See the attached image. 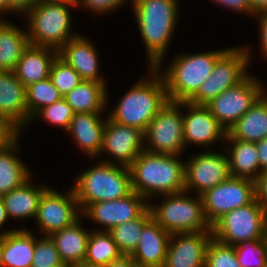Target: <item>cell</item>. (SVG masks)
<instances>
[{"mask_svg": "<svg viewBox=\"0 0 267 267\" xmlns=\"http://www.w3.org/2000/svg\"><path fill=\"white\" fill-rule=\"evenodd\" d=\"M49 78L62 96H65L82 81L78 72L58 56L51 65Z\"/></svg>", "mask_w": 267, "mask_h": 267, "instance_id": "obj_36", "label": "cell"}, {"mask_svg": "<svg viewBox=\"0 0 267 267\" xmlns=\"http://www.w3.org/2000/svg\"><path fill=\"white\" fill-rule=\"evenodd\" d=\"M171 234L153 218L144 226L139 244L130 255L137 266L163 267Z\"/></svg>", "mask_w": 267, "mask_h": 267, "instance_id": "obj_20", "label": "cell"}, {"mask_svg": "<svg viewBox=\"0 0 267 267\" xmlns=\"http://www.w3.org/2000/svg\"><path fill=\"white\" fill-rule=\"evenodd\" d=\"M205 267H241L234 246L221 243L214 238L209 241Z\"/></svg>", "mask_w": 267, "mask_h": 267, "instance_id": "obj_37", "label": "cell"}, {"mask_svg": "<svg viewBox=\"0 0 267 267\" xmlns=\"http://www.w3.org/2000/svg\"><path fill=\"white\" fill-rule=\"evenodd\" d=\"M58 51L48 48L29 45L23 52L14 70L18 80L25 86L49 78L53 61Z\"/></svg>", "mask_w": 267, "mask_h": 267, "instance_id": "obj_23", "label": "cell"}, {"mask_svg": "<svg viewBox=\"0 0 267 267\" xmlns=\"http://www.w3.org/2000/svg\"><path fill=\"white\" fill-rule=\"evenodd\" d=\"M80 222L79 218L72 225L50 235L66 267L83 263L85 260L90 232L86 231Z\"/></svg>", "mask_w": 267, "mask_h": 267, "instance_id": "obj_24", "label": "cell"}, {"mask_svg": "<svg viewBox=\"0 0 267 267\" xmlns=\"http://www.w3.org/2000/svg\"><path fill=\"white\" fill-rule=\"evenodd\" d=\"M21 130L9 119L0 116V150L8 148L19 139Z\"/></svg>", "mask_w": 267, "mask_h": 267, "instance_id": "obj_40", "label": "cell"}, {"mask_svg": "<svg viewBox=\"0 0 267 267\" xmlns=\"http://www.w3.org/2000/svg\"><path fill=\"white\" fill-rule=\"evenodd\" d=\"M162 196L164 202L149 204V210L151 217L169 234L212 231L201 196L192 198L185 191Z\"/></svg>", "mask_w": 267, "mask_h": 267, "instance_id": "obj_7", "label": "cell"}, {"mask_svg": "<svg viewBox=\"0 0 267 267\" xmlns=\"http://www.w3.org/2000/svg\"><path fill=\"white\" fill-rule=\"evenodd\" d=\"M8 13V0H0V14Z\"/></svg>", "mask_w": 267, "mask_h": 267, "instance_id": "obj_51", "label": "cell"}, {"mask_svg": "<svg viewBox=\"0 0 267 267\" xmlns=\"http://www.w3.org/2000/svg\"><path fill=\"white\" fill-rule=\"evenodd\" d=\"M212 231L171 234L163 267H205Z\"/></svg>", "mask_w": 267, "mask_h": 267, "instance_id": "obj_18", "label": "cell"}, {"mask_svg": "<svg viewBox=\"0 0 267 267\" xmlns=\"http://www.w3.org/2000/svg\"><path fill=\"white\" fill-rule=\"evenodd\" d=\"M148 68L150 78L135 83L108 116L114 122L136 127L143 132L168 101L162 75L156 68Z\"/></svg>", "mask_w": 267, "mask_h": 267, "instance_id": "obj_3", "label": "cell"}, {"mask_svg": "<svg viewBox=\"0 0 267 267\" xmlns=\"http://www.w3.org/2000/svg\"><path fill=\"white\" fill-rule=\"evenodd\" d=\"M136 264L130 255H122L119 259L107 264L105 267H135Z\"/></svg>", "mask_w": 267, "mask_h": 267, "instance_id": "obj_47", "label": "cell"}, {"mask_svg": "<svg viewBox=\"0 0 267 267\" xmlns=\"http://www.w3.org/2000/svg\"><path fill=\"white\" fill-rule=\"evenodd\" d=\"M143 150L144 132L142 130L114 122L107 116L100 154L106 152L116 160L112 161L109 157L102 162L112 164L117 162L118 165L129 167Z\"/></svg>", "mask_w": 267, "mask_h": 267, "instance_id": "obj_15", "label": "cell"}, {"mask_svg": "<svg viewBox=\"0 0 267 267\" xmlns=\"http://www.w3.org/2000/svg\"><path fill=\"white\" fill-rule=\"evenodd\" d=\"M259 21V37H260V47L263 57L267 58V13H261L255 15Z\"/></svg>", "mask_w": 267, "mask_h": 267, "instance_id": "obj_44", "label": "cell"}, {"mask_svg": "<svg viewBox=\"0 0 267 267\" xmlns=\"http://www.w3.org/2000/svg\"><path fill=\"white\" fill-rule=\"evenodd\" d=\"M181 108L183 109V102L168 100L159 110L144 132L145 151L154 154H182L185 142Z\"/></svg>", "mask_w": 267, "mask_h": 267, "instance_id": "obj_10", "label": "cell"}, {"mask_svg": "<svg viewBox=\"0 0 267 267\" xmlns=\"http://www.w3.org/2000/svg\"><path fill=\"white\" fill-rule=\"evenodd\" d=\"M38 0H8V12H18L24 15L33 7Z\"/></svg>", "mask_w": 267, "mask_h": 267, "instance_id": "obj_45", "label": "cell"}, {"mask_svg": "<svg viewBox=\"0 0 267 267\" xmlns=\"http://www.w3.org/2000/svg\"><path fill=\"white\" fill-rule=\"evenodd\" d=\"M106 82L82 80L63 98L75 113L103 112L108 100Z\"/></svg>", "mask_w": 267, "mask_h": 267, "instance_id": "obj_29", "label": "cell"}, {"mask_svg": "<svg viewBox=\"0 0 267 267\" xmlns=\"http://www.w3.org/2000/svg\"><path fill=\"white\" fill-rule=\"evenodd\" d=\"M97 56L95 45L79 34L58 50V57L78 72L82 80L105 82L98 72Z\"/></svg>", "mask_w": 267, "mask_h": 267, "instance_id": "obj_19", "label": "cell"}, {"mask_svg": "<svg viewBox=\"0 0 267 267\" xmlns=\"http://www.w3.org/2000/svg\"><path fill=\"white\" fill-rule=\"evenodd\" d=\"M81 212L99 201L118 200L132 192L129 167L100 161L83 171L72 186Z\"/></svg>", "mask_w": 267, "mask_h": 267, "instance_id": "obj_4", "label": "cell"}, {"mask_svg": "<svg viewBox=\"0 0 267 267\" xmlns=\"http://www.w3.org/2000/svg\"><path fill=\"white\" fill-rule=\"evenodd\" d=\"M25 31V32H24ZM28 32L0 19V70L14 71L23 52L29 47Z\"/></svg>", "mask_w": 267, "mask_h": 267, "instance_id": "obj_28", "label": "cell"}, {"mask_svg": "<svg viewBox=\"0 0 267 267\" xmlns=\"http://www.w3.org/2000/svg\"><path fill=\"white\" fill-rule=\"evenodd\" d=\"M212 237L236 246L267 238V216L255 198L250 204L231 210L212 225Z\"/></svg>", "mask_w": 267, "mask_h": 267, "instance_id": "obj_8", "label": "cell"}, {"mask_svg": "<svg viewBox=\"0 0 267 267\" xmlns=\"http://www.w3.org/2000/svg\"><path fill=\"white\" fill-rule=\"evenodd\" d=\"M140 194L132 191L118 200L99 201L88 205L82 212L92 222L101 224L102 231H109L114 226L139 218L148 208L149 202Z\"/></svg>", "mask_w": 267, "mask_h": 267, "instance_id": "obj_16", "label": "cell"}, {"mask_svg": "<svg viewBox=\"0 0 267 267\" xmlns=\"http://www.w3.org/2000/svg\"><path fill=\"white\" fill-rule=\"evenodd\" d=\"M248 3L255 15L267 13V0H248Z\"/></svg>", "mask_w": 267, "mask_h": 267, "instance_id": "obj_48", "label": "cell"}, {"mask_svg": "<svg viewBox=\"0 0 267 267\" xmlns=\"http://www.w3.org/2000/svg\"><path fill=\"white\" fill-rule=\"evenodd\" d=\"M201 197L206 219L212 226L224 214L248 205L256 198L255 181L230 176Z\"/></svg>", "mask_w": 267, "mask_h": 267, "instance_id": "obj_12", "label": "cell"}, {"mask_svg": "<svg viewBox=\"0 0 267 267\" xmlns=\"http://www.w3.org/2000/svg\"><path fill=\"white\" fill-rule=\"evenodd\" d=\"M103 112L75 113L71 119L69 132L83 152L87 156L100 157L102 148L103 132L106 120L100 118Z\"/></svg>", "mask_w": 267, "mask_h": 267, "instance_id": "obj_22", "label": "cell"}, {"mask_svg": "<svg viewBox=\"0 0 267 267\" xmlns=\"http://www.w3.org/2000/svg\"><path fill=\"white\" fill-rule=\"evenodd\" d=\"M35 237L26 229H17L3 235V267H31Z\"/></svg>", "mask_w": 267, "mask_h": 267, "instance_id": "obj_30", "label": "cell"}, {"mask_svg": "<svg viewBox=\"0 0 267 267\" xmlns=\"http://www.w3.org/2000/svg\"><path fill=\"white\" fill-rule=\"evenodd\" d=\"M231 146L224 148L228 155L229 170L233 177L256 181L261 174L256 142L225 139Z\"/></svg>", "mask_w": 267, "mask_h": 267, "instance_id": "obj_27", "label": "cell"}, {"mask_svg": "<svg viewBox=\"0 0 267 267\" xmlns=\"http://www.w3.org/2000/svg\"><path fill=\"white\" fill-rule=\"evenodd\" d=\"M261 173L267 171V138L256 142Z\"/></svg>", "mask_w": 267, "mask_h": 267, "instance_id": "obj_46", "label": "cell"}, {"mask_svg": "<svg viewBox=\"0 0 267 267\" xmlns=\"http://www.w3.org/2000/svg\"><path fill=\"white\" fill-rule=\"evenodd\" d=\"M241 267H267V238L234 246Z\"/></svg>", "mask_w": 267, "mask_h": 267, "instance_id": "obj_35", "label": "cell"}, {"mask_svg": "<svg viewBox=\"0 0 267 267\" xmlns=\"http://www.w3.org/2000/svg\"><path fill=\"white\" fill-rule=\"evenodd\" d=\"M48 186H33L29 179L21 186L1 196L9 219L36 218L38 205Z\"/></svg>", "mask_w": 267, "mask_h": 267, "instance_id": "obj_26", "label": "cell"}, {"mask_svg": "<svg viewBox=\"0 0 267 267\" xmlns=\"http://www.w3.org/2000/svg\"><path fill=\"white\" fill-rule=\"evenodd\" d=\"M2 252H3V236H0V267H3Z\"/></svg>", "mask_w": 267, "mask_h": 267, "instance_id": "obj_53", "label": "cell"}, {"mask_svg": "<svg viewBox=\"0 0 267 267\" xmlns=\"http://www.w3.org/2000/svg\"><path fill=\"white\" fill-rule=\"evenodd\" d=\"M213 2L218 3L221 6L226 7L227 9H232L236 12L246 13L254 16L252 9L248 3V0H213Z\"/></svg>", "mask_w": 267, "mask_h": 267, "instance_id": "obj_43", "label": "cell"}, {"mask_svg": "<svg viewBox=\"0 0 267 267\" xmlns=\"http://www.w3.org/2000/svg\"><path fill=\"white\" fill-rule=\"evenodd\" d=\"M71 6L73 7L63 2L38 0L25 14L28 18L27 32L30 44L58 51L77 36L71 34Z\"/></svg>", "mask_w": 267, "mask_h": 267, "instance_id": "obj_6", "label": "cell"}, {"mask_svg": "<svg viewBox=\"0 0 267 267\" xmlns=\"http://www.w3.org/2000/svg\"><path fill=\"white\" fill-rule=\"evenodd\" d=\"M216 151L197 153L185 161L184 191L191 193V189L201 196L207 190L217 186L231 176L228 155Z\"/></svg>", "mask_w": 267, "mask_h": 267, "instance_id": "obj_13", "label": "cell"}, {"mask_svg": "<svg viewBox=\"0 0 267 267\" xmlns=\"http://www.w3.org/2000/svg\"><path fill=\"white\" fill-rule=\"evenodd\" d=\"M249 46L232 47L216 61L211 75L200 85L197 92L188 100L195 105H206L225 90L237 85L249 73Z\"/></svg>", "mask_w": 267, "mask_h": 267, "instance_id": "obj_9", "label": "cell"}, {"mask_svg": "<svg viewBox=\"0 0 267 267\" xmlns=\"http://www.w3.org/2000/svg\"><path fill=\"white\" fill-rule=\"evenodd\" d=\"M9 219L6 209H5V205L3 202V199L0 197V227L3 226V224ZM17 229H10V230H5L3 232L0 231V236H3L7 233L13 232Z\"/></svg>", "mask_w": 267, "mask_h": 267, "instance_id": "obj_49", "label": "cell"}, {"mask_svg": "<svg viewBox=\"0 0 267 267\" xmlns=\"http://www.w3.org/2000/svg\"><path fill=\"white\" fill-rule=\"evenodd\" d=\"M150 68L161 67L179 18L177 0H130Z\"/></svg>", "mask_w": 267, "mask_h": 267, "instance_id": "obj_2", "label": "cell"}, {"mask_svg": "<svg viewBox=\"0 0 267 267\" xmlns=\"http://www.w3.org/2000/svg\"><path fill=\"white\" fill-rule=\"evenodd\" d=\"M0 116L9 119L20 130L28 124L26 87L14 71L0 70Z\"/></svg>", "mask_w": 267, "mask_h": 267, "instance_id": "obj_21", "label": "cell"}, {"mask_svg": "<svg viewBox=\"0 0 267 267\" xmlns=\"http://www.w3.org/2000/svg\"><path fill=\"white\" fill-rule=\"evenodd\" d=\"M66 193L61 194L50 187L43 192L35 218L42 235L50 236L82 217L73 188Z\"/></svg>", "mask_w": 267, "mask_h": 267, "instance_id": "obj_14", "label": "cell"}, {"mask_svg": "<svg viewBox=\"0 0 267 267\" xmlns=\"http://www.w3.org/2000/svg\"><path fill=\"white\" fill-rule=\"evenodd\" d=\"M75 112L72 107L65 101L64 98L52 103L49 106L41 108L34 116L31 118V121L35 117L37 118L41 116L43 120L47 121L49 124H53L54 126H60L64 128L65 131H68L71 123V119L74 117Z\"/></svg>", "mask_w": 267, "mask_h": 267, "instance_id": "obj_38", "label": "cell"}, {"mask_svg": "<svg viewBox=\"0 0 267 267\" xmlns=\"http://www.w3.org/2000/svg\"><path fill=\"white\" fill-rule=\"evenodd\" d=\"M227 50L179 55L164 72H161V67H155L163 77L168 100L188 101L211 75L216 61Z\"/></svg>", "mask_w": 267, "mask_h": 267, "instance_id": "obj_5", "label": "cell"}, {"mask_svg": "<svg viewBox=\"0 0 267 267\" xmlns=\"http://www.w3.org/2000/svg\"><path fill=\"white\" fill-rule=\"evenodd\" d=\"M179 156L143 150L129 166L132 191L146 200L184 192L185 163Z\"/></svg>", "mask_w": 267, "mask_h": 267, "instance_id": "obj_1", "label": "cell"}, {"mask_svg": "<svg viewBox=\"0 0 267 267\" xmlns=\"http://www.w3.org/2000/svg\"><path fill=\"white\" fill-rule=\"evenodd\" d=\"M149 208L139 217L114 226L109 232L123 255H131L139 244L143 226L151 219Z\"/></svg>", "mask_w": 267, "mask_h": 267, "instance_id": "obj_33", "label": "cell"}, {"mask_svg": "<svg viewBox=\"0 0 267 267\" xmlns=\"http://www.w3.org/2000/svg\"><path fill=\"white\" fill-rule=\"evenodd\" d=\"M267 138V96L265 93L227 131L226 139L258 142Z\"/></svg>", "mask_w": 267, "mask_h": 267, "instance_id": "obj_25", "label": "cell"}, {"mask_svg": "<svg viewBox=\"0 0 267 267\" xmlns=\"http://www.w3.org/2000/svg\"><path fill=\"white\" fill-rule=\"evenodd\" d=\"M96 230L90 231L84 262L106 266L110 262L119 259L123 254L118 249L109 231Z\"/></svg>", "mask_w": 267, "mask_h": 267, "instance_id": "obj_32", "label": "cell"}, {"mask_svg": "<svg viewBox=\"0 0 267 267\" xmlns=\"http://www.w3.org/2000/svg\"><path fill=\"white\" fill-rule=\"evenodd\" d=\"M256 199L267 216V171L261 173L255 181Z\"/></svg>", "mask_w": 267, "mask_h": 267, "instance_id": "obj_42", "label": "cell"}, {"mask_svg": "<svg viewBox=\"0 0 267 267\" xmlns=\"http://www.w3.org/2000/svg\"><path fill=\"white\" fill-rule=\"evenodd\" d=\"M31 267H66L61 261L56 245L50 236L35 238V249Z\"/></svg>", "mask_w": 267, "mask_h": 267, "instance_id": "obj_39", "label": "cell"}, {"mask_svg": "<svg viewBox=\"0 0 267 267\" xmlns=\"http://www.w3.org/2000/svg\"><path fill=\"white\" fill-rule=\"evenodd\" d=\"M63 96L53 85L50 78L38 81L26 87V104L28 109V123L41 109L60 100Z\"/></svg>", "mask_w": 267, "mask_h": 267, "instance_id": "obj_34", "label": "cell"}, {"mask_svg": "<svg viewBox=\"0 0 267 267\" xmlns=\"http://www.w3.org/2000/svg\"><path fill=\"white\" fill-rule=\"evenodd\" d=\"M45 1H49V2H63V3H68L75 6H78V3L80 0H45Z\"/></svg>", "mask_w": 267, "mask_h": 267, "instance_id": "obj_50", "label": "cell"}, {"mask_svg": "<svg viewBox=\"0 0 267 267\" xmlns=\"http://www.w3.org/2000/svg\"><path fill=\"white\" fill-rule=\"evenodd\" d=\"M72 267H105V266H101V265H92V264H88V263H80V264H77V265H74Z\"/></svg>", "mask_w": 267, "mask_h": 267, "instance_id": "obj_52", "label": "cell"}, {"mask_svg": "<svg viewBox=\"0 0 267 267\" xmlns=\"http://www.w3.org/2000/svg\"><path fill=\"white\" fill-rule=\"evenodd\" d=\"M18 141L0 150V197L31 179L29 168L18 158Z\"/></svg>", "mask_w": 267, "mask_h": 267, "instance_id": "obj_31", "label": "cell"}, {"mask_svg": "<svg viewBox=\"0 0 267 267\" xmlns=\"http://www.w3.org/2000/svg\"><path fill=\"white\" fill-rule=\"evenodd\" d=\"M125 1L129 0H80L78 6L85 7L87 10L90 9L89 11H93L96 14H107V12L110 13L121 7Z\"/></svg>", "mask_w": 267, "mask_h": 267, "instance_id": "obj_41", "label": "cell"}, {"mask_svg": "<svg viewBox=\"0 0 267 267\" xmlns=\"http://www.w3.org/2000/svg\"><path fill=\"white\" fill-rule=\"evenodd\" d=\"M264 93L259 79L248 74L241 82L222 92L206 106L228 131Z\"/></svg>", "mask_w": 267, "mask_h": 267, "instance_id": "obj_11", "label": "cell"}, {"mask_svg": "<svg viewBox=\"0 0 267 267\" xmlns=\"http://www.w3.org/2000/svg\"><path fill=\"white\" fill-rule=\"evenodd\" d=\"M187 114L183 113V132L185 148L188 143L209 146L221 138L225 141L227 131L211 114L206 105H195L188 101L183 102ZM213 143V144H212Z\"/></svg>", "mask_w": 267, "mask_h": 267, "instance_id": "obj_17", "label": "cell"}]
</instances>
